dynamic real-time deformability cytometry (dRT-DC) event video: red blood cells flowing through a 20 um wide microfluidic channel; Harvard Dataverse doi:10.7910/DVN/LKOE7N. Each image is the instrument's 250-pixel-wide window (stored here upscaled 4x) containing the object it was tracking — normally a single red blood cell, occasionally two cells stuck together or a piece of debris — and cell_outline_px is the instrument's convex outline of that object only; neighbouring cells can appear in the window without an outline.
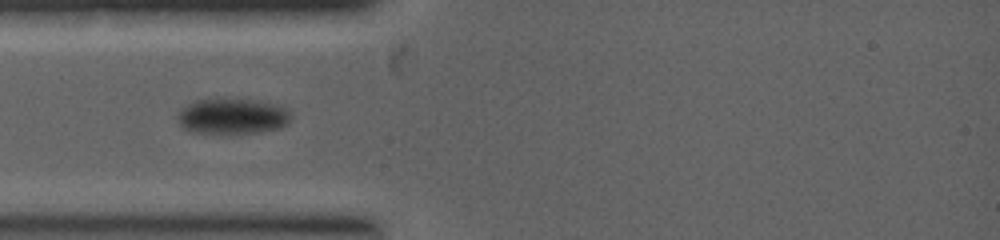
{"species": "common noctule bat (a hibernating species)", "species_latin": "Nyctalus noctula", "temperature_condition": "warm", "stored_images_in_passage": 4, "camera_frame_rate_fps": 5000, "um_per_image_px": 0.085, "animal": {"sex": "female", "body_mass_g": 19.0, "forearm_length_mm": 53.3}, "frame": {"image": 1, "passage_image": 3, "time_ms": 0.8, "image_size_px": [1000, 240], "cell_outline_px": [[292, 120], [288, 124], [276, 128], [260, 132], [192, 132], [184, 128], [180, 124], [176, 116], [180, 108], [196, 100], [216, 96], [224, 96], [260, 100], [276, 104], [288, 108], [292, 116]], "centroid_in_image_um": [19.76, 9.8], "position_along_channel_um": 65.2, "area_um2": 24.28}}